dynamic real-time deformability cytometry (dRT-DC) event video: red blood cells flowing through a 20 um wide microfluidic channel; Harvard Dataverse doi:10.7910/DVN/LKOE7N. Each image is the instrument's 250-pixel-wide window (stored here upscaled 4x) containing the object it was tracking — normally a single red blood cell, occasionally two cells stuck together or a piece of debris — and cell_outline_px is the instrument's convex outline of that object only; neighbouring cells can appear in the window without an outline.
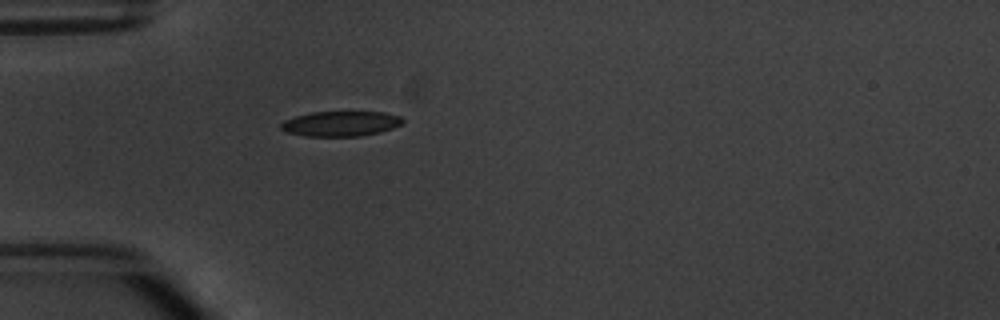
{"species": "common noctule bat (a hibernating species)", "species_latin": "Nyctalus noctula", "temperature_condition": "warm", "stored_images_in_passage": 1, "camera_frame_rate_fps": 3000, "um_per_image_px": 0.085, "animal": {"sex": "male", "body_mass_g": 20.1, "forearm_length_mm": 53.5}, "frame": {"image": 1, "passage_image": 1, "time_ms": 0.0, "image_size_px": [1000, 320], "cell_outline_px": [[404, 120], [400, 124], [392, 128], [380, 132], [360, 136], [304, 136], [288, 132], [280, 128], [280, 124], [284, 120], [296, 116], [312, 112], [384, 112], [400, 116]], "centroid_in_image_um": [28.95, 10.51], "position_along_channel_um": 56.0, "area_um2": 17.69}}